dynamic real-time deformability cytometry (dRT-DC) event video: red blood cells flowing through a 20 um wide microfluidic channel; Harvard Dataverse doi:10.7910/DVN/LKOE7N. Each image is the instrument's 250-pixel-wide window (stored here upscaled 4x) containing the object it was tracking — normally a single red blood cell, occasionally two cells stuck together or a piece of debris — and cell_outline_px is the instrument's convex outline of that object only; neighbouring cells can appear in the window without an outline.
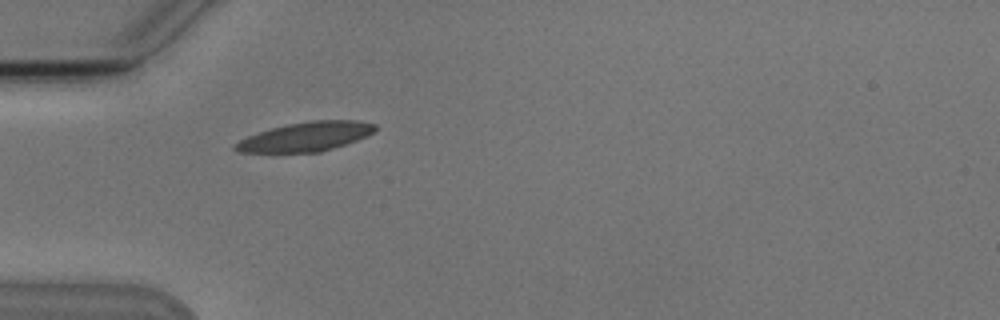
{"species": "Egyptian fruit bat (a non-hibernating species)", "species_latin": "Rousettus aegyptiacus", "temperature_condition": "cold", "stored_images_in_passage": 1, "camera_frame_rate_fps": 3000, "um_per_image_px": 0.085, "animal": {"sex": "male"}, "frame": {"image": 1, "passage_image": 1, "time_ms": 0.0, "image_size_px": [1000, 320], "cell_outline_px": [[376, 132], [368, 136], [320, 152], [240, 152], [232, 148], [232, 144], [248, 136], [272, 128], [288, 124], [312, 120], [356, 120], [376, 124]], "centroid_in_image_um": [26.01, 11.61], "position_along_channel_um": 59.0, "area_um2": 23.64}}